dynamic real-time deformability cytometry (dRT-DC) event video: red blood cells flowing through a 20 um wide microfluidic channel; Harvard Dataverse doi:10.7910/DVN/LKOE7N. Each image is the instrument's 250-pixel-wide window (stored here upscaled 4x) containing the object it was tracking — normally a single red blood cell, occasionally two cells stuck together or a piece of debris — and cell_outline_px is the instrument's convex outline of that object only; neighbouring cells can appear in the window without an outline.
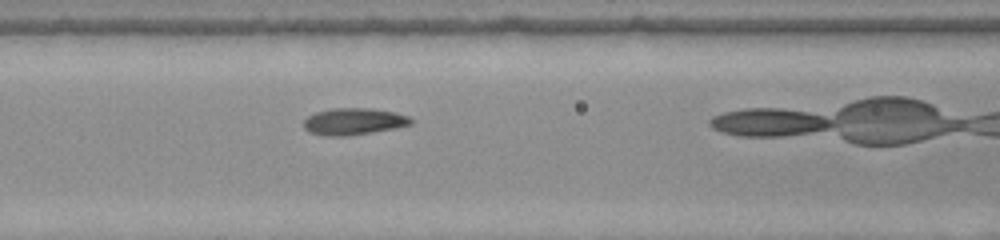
{"species": "common noctule bat (a hibernating species)", "species_latin": "Nyctalus noctula", "temperature_condition": "warm", "stored_images_in_passage": 16, "camera_frame_rate_fps": 3000, "um_per_image_px": 0.085, "animal": {"sex": "female", "body_mass_g": 22.0, "forearm_length_mm": 56.7}, "frame": {"image": 1, "passage_image": 12, "time_ms": 3.667, "image_size_px": [1000, 240], "cell_outline_px": [[412, 124], [396, 128], [372, 132], [344, 136], [324, 136], [308, 132], [304, 128], [304, 120], [308, 116], [316, 112], [332, 108], [372, 108], [396, 112], [408, 116], [412, 120]], "centroid_in_image_um": [30.06, 10.32], "position_along_channel_um": 136.5, "area_um2": 16.82}}